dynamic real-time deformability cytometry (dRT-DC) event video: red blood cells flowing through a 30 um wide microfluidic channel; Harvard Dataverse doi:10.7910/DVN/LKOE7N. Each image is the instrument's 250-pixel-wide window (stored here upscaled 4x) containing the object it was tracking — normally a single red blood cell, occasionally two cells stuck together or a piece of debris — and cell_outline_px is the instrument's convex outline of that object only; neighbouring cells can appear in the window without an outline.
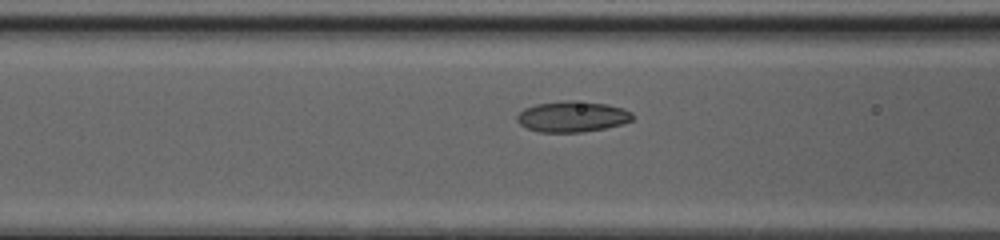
{"species": "common noctule bat (a hibernating species)", "species_latin": "Nyctalus noctula", "temperature_condition": "cold", "stored_images_in_passage": 45, "camera_frame_rate_fps": 3000, "um_per_image_px": 0.085, "animal": {"sex": "female", "body_mass_g": 20.0, "forearm_length_mm": 54.0}, "frame": {"image": 1, "passage_image": 16, "time_ms": 5.0, "image_size_px": [1000, 240], "cell_outline_px": [[632, 120], [620, 124], [604, 128], [580, 132], [540, 132], [528, 128], [520, 124], [516, 120], [516, 116], [524, 108], [536, 104], [564, 100], [572, 100], [608, 104], [624, 108], [632, 112]], "centroid_in_image_um": [48.63, 9.9], "position_along_channel_um": 118.0, "area_um2": 20.69}}
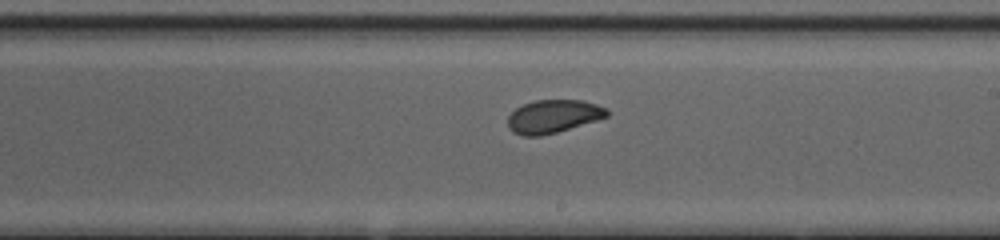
{"frame": {"image": 2, "passage_image": 25, "time_ms": 8.0, "image_size_px": [1000, 240], "cell_outline_px": [[608, 116], [596, 120], [556, 132], [540, 136], [524, 136], [512, 132], [508, 128], [508, 116], [516, 108], [524, 104], [536, 100], [584, 100], [608, 108]], "centroid_in_image_um": [47.01, 9.89], "position_along_channel_um": 242.0, "area_um2": 19.07}}
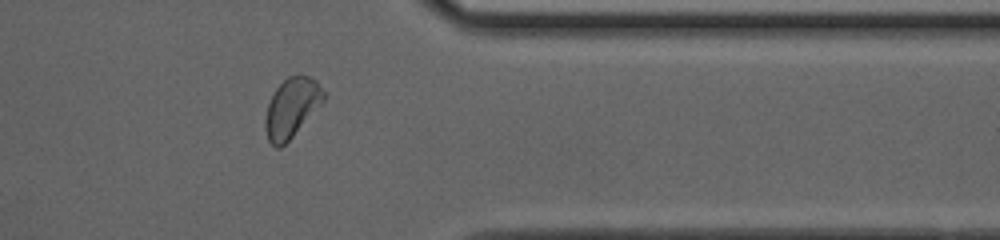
{"frame": {"image": 3, "passage_image": 36, "time_ms": 11.667, "image_size_px": [1000, 240], "cell_outline_px": [[324, 100], [292, 136], [280, 148], [276, 148], [268, 140], [264, 124], [264, 120], [268, 104], [276, 88], [288, 76], [300, 72], [316, 80], [324, 92]], "centroid_in_image_um": [24.77, 9.12], "position_along_channel_um": 386.6, "area_um2": 19.94}, "authors_computed_cell_mechanics": {"area_um2": 20.0566, "velocity_mm_per_s": 4.1317, "shape_relaxation_time_tau1_ms": 2.6092, "shape_relaxation_time_tau2_ms": 0.7779, "deformation_change_tau1": 0.1075, "deformation_change_tau2": 0.0364}}